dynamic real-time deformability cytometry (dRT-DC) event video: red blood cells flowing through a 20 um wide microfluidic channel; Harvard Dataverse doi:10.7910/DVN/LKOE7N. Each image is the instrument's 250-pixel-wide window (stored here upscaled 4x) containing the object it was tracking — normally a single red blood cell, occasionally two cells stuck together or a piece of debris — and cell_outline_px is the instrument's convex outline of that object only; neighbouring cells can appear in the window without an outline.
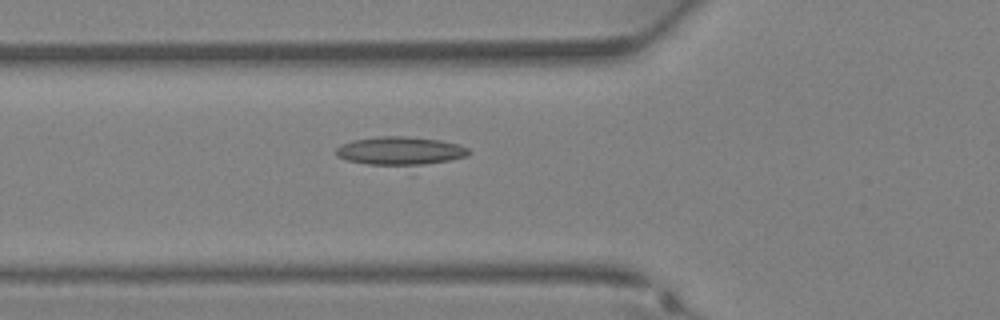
{"species": "Egyptian fruit bat (a non-hibernating species)", "species_latin": "Rousettus aegyptiacus", "temperature_condition": "warm", "stored_images_in_passage": 37, "camera_frame_rate_fps": 3000, "um_per_image_px": 0.085, "animal": {"sex": "female"}, "frame": {"image": 1, "passage_image": 14, "time_ms": 4.333, "image_size_px": [1000, 320], "cell_outline_px": [[472, 152], [468, 156], [448, 160], [424, 164], [368, 164], [348, 160], [336, 156], [336, 148], [340, 144], [352, 140], [380, 136], [404, 136], [440, 140], [456, 144], [468, 148]], "centroid_in_image_um": [34.0, 12.8], "position_along_channel_um": 91.8, "area_um2": 21.5}}
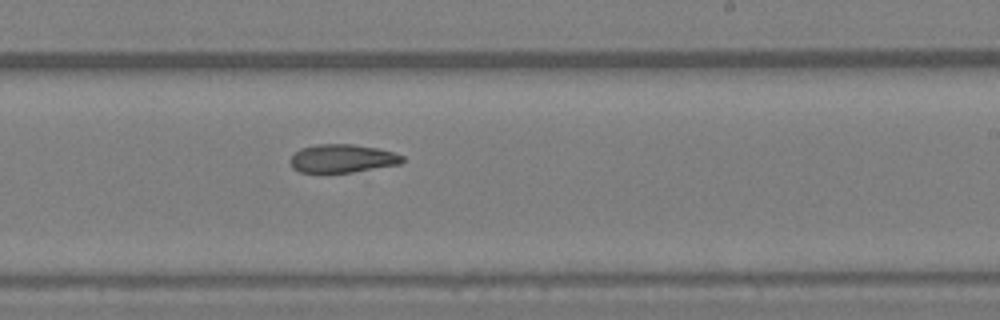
{"frame": {"image": 2, "passage_image": 23, "time_ms": 7.333, "image_size_px": [1000, 320], "cell_outline_px": [[404, 160], [400, 164], [352, 172], [300, 172], [292, 168], [288, 160], [300, 148], [316, 144], [352, 144], [376, 148], [392, 152], [404, 156]], "centroid_in_image_um": [29.07, 13.47], "position_along_channel_um": 259.9, "area_um2": 18.44}}
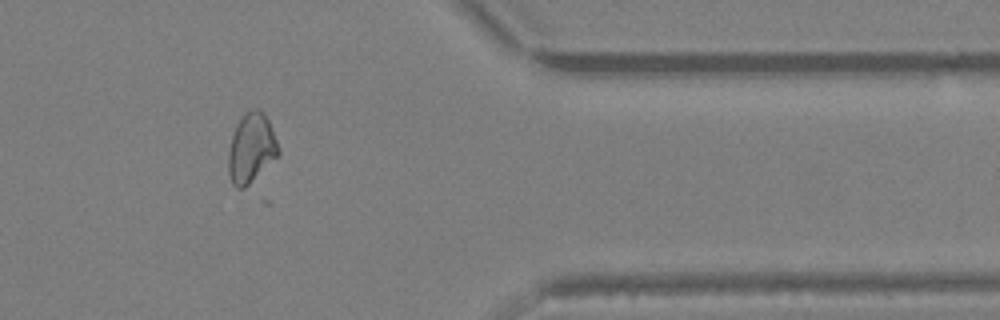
{"frame": {"image": 3, "passage_image": 31, "time_ms": 10.0, "image_size_px": [1000, 320], "cell_outline_px": [[280, 152], [244, 188], [236, 188], [232, 184], [228, 172], [228, 152], [232, 136], [236, 124], [244, 112], [252, 108], [260, 108], [268, 120], [280, 148]], "centroid_in_image_um": [21.33, 12.55], "position_along_channel_um": 390.1, "area_um2": 20.06}}